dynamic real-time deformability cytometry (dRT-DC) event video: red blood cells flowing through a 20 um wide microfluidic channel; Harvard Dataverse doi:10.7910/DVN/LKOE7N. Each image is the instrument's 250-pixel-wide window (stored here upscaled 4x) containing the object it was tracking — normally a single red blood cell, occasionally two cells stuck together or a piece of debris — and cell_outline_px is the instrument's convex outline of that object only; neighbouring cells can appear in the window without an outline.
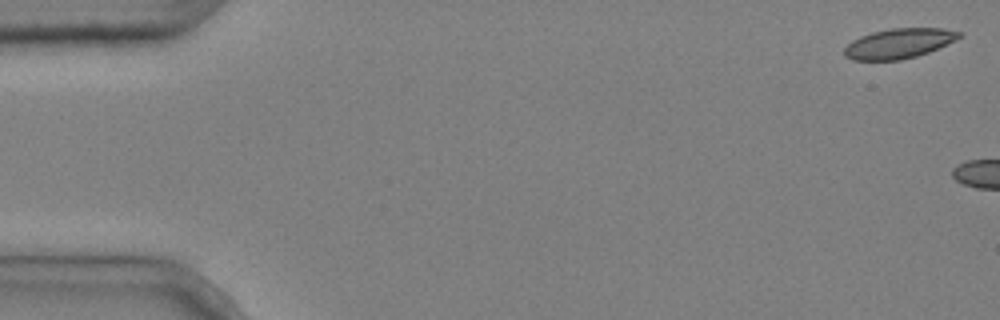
{"species": "common noctule bat (a hibernating species)", "species_latin": "Nyctalus noctula", "temperature_condition": "cold", "stored_images_in_passage": 3, "camera_frame_rate_fps": 3000, "um_per_image_px": 0.085, "animal": {"sex": "male", "body_mass_g": 20.4}, "frame": {"image": 1, "passage_image": 1, "time_ms": 0.0, "image_size_px": [1000, 320], "cell_outline_px": [[964, 36], [956, 40], [928, 52], [916, 56], [900, 60], [852, 60], [844, 56], [844, 48], [852, 40], [860, 36], [872, 32], [892, 28], [944, 28], [964, 32]], "centroid_in_image_um": [76.43, 3.68], "position_along_channel_um": 8.6, "area_um2": 20.17}}